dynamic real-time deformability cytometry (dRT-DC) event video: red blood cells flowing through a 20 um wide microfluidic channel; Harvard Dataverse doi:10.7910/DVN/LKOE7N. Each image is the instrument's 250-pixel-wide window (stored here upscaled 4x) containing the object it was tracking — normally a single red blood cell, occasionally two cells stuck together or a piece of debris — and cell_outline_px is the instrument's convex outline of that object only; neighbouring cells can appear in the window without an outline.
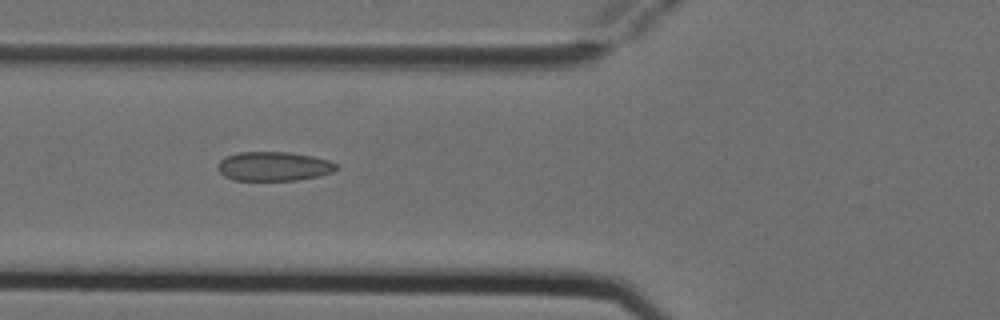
{"species": "Egyptian fruit bat (a non-hibernating species)", "species_latin": "Rousettus aegyptiacus", "temperature_condition": "cold", "stored_images_in_passage": 4, "camera_frame_rate_fps": 3000, "um_per_image_px": 0.085, "animal": {"sex": "female"}, "frame": {"image": 1, "passage_image": 4, "time_ms": 1.0, "image_size_px": [1000, 320], "cell_outline_px": [[340, 168], [332, 172], [320, 176], [296, 180], [232, 180], [224, 176], [216, 168], [220, 160], [224, 156], [240, 152], [288, 152], [312, 156], [328, 160], [336, 164]], "centroid_in_image_um": [23.25, 14.14], "position_along_channel_um": 102.5, "area_um2": 20.29}}